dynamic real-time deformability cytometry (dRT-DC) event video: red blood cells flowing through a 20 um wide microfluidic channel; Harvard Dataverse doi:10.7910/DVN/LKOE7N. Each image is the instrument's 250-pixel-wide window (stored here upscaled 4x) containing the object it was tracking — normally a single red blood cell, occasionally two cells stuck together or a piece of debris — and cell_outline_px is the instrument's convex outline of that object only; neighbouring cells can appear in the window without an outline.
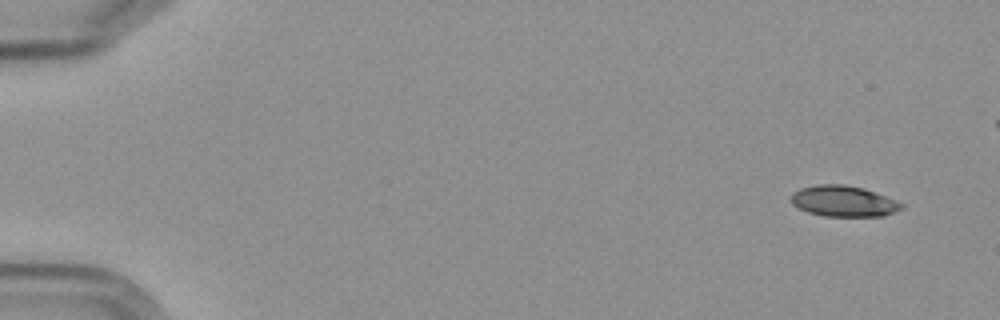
{"species": "Egyptian fruit bat (a non-hibernating species)", "species_latin": "Rousettus aegyptiacus", "temperature_condition": "cold", "stored_images_in_passage": 6, "camera_frame_rate_fps": 3000, "um_per_image_px": 0.085, "frame": {"image": 1, "passage_image": 1, "time_ms": 0.0, "image_size_px": [1000, 320], "cell_outline_px": [[904, 208], [896, 212], [884, 216], [824, 216], [808, 212], [792, 204], [792, 192], [800, 188], [820, 184], [840, 184], [864, 188], [904, 204]], "centroid_in_image_um": [71.71, 17.1], "position_along_channel_um": 13.3, "area_um2": 19.77}}